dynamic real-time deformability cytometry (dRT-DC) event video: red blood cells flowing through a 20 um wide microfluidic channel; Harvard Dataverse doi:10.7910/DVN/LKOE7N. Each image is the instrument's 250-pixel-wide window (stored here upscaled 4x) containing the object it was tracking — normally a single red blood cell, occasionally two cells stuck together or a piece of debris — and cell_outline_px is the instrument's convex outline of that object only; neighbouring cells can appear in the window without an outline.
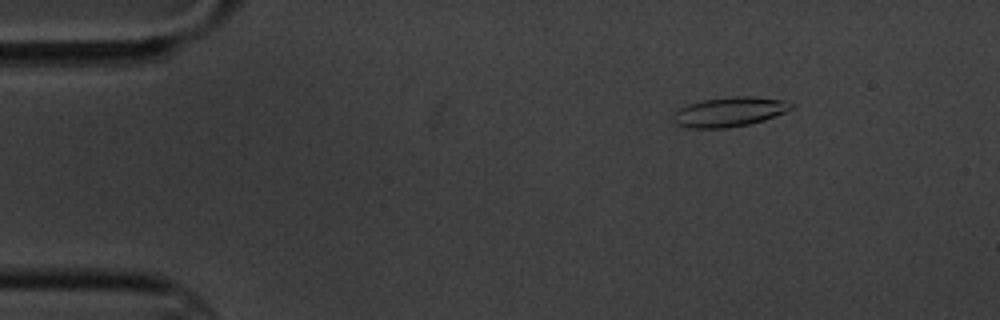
{"species": "common noctule bat (a hibernating species)", "species_latin": "Nyctalus noctula", "temperature_condition": "cold", "stored_images_in_passage": 9, "camera_frame_rate_fps": 3000, "um_per_image_px": 0.085, "animal": {"sex": "male", "body_mass_g": 20.1, "forearm_length_mm": 53.5}, "frame": {"image": 1, "passage_image": 1, "time_ms": 0.0, "image_size_px": [1000, 320], "cell_outline_px": [[796, 104], [792, 108], [784, 112], [764, 120], [748, 124], [728, 128], [692, 128], [676, 124], [672, 116], [680, 108], [688, 104], [704, 100], [732, 96], [752, 96], [784, 100]], "centroid_in_image_um": [62.02, 9.5], "position_along_channel_um": 23.0, "area_um2": 20.23}}
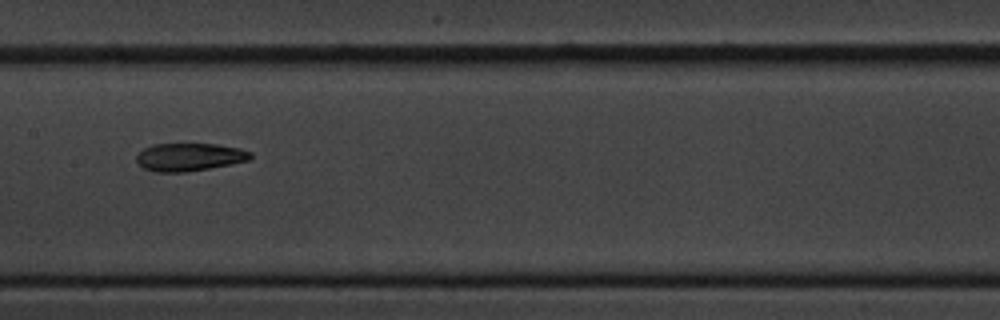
{"frame": {"image": 2, "passage_image": 7, "time_ms": 7.0, "image_size_px": [1000, 320], "cell_outline_px": [[252, 156], [248, 160], [208, 168], [184, 172], [152, 172], [144, 168], [136, 160], [136, 156], [144, 148], [152, 144], [216, 144], [240, 148], [252, 152]], "centroid_in_image_um": [16.07, 13.34], "position_along_channel_um": 191.3, "area_um2": 18.38}}
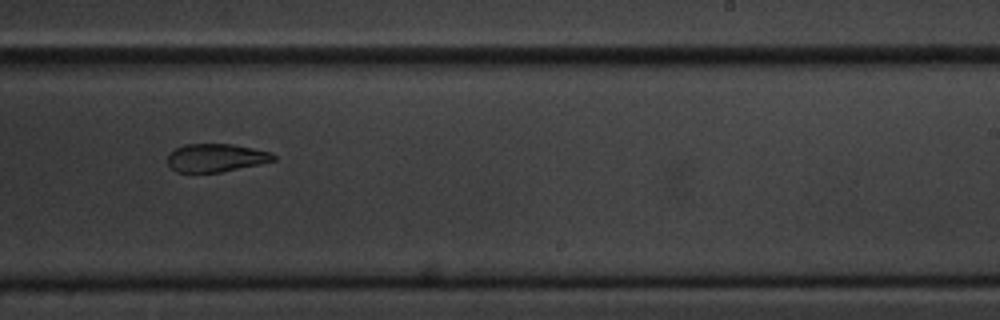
{"frame": {"image": 3, "passage_image": 9, "time_ms": 9.333, "image_size_px": [1000, 320], "cell_outline_px": [[276, 160], [220, 172], [176, 172], [168, 164], [168, 156], [176, 148], [184, 144], [232, 144], [272, 152], [276, 156]], "centroid_in_image_um": [18.36, 13.4], "position_along_channel_um": 270.6, "area_um2": 17.17}}